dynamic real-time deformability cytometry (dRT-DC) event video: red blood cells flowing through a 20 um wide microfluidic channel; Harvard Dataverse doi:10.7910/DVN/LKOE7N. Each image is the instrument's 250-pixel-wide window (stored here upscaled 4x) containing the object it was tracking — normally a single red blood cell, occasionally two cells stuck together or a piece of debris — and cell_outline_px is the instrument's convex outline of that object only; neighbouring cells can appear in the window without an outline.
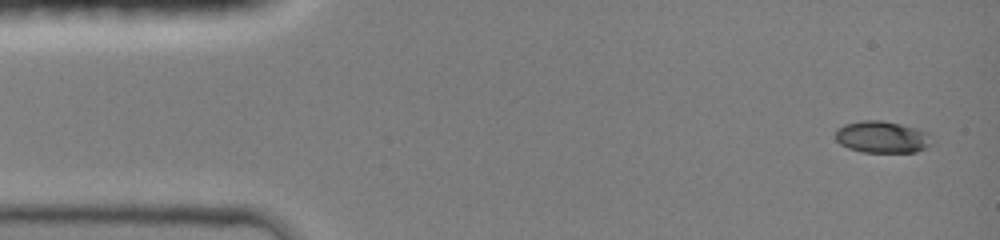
{"species": "common noctule bat (a hibernating species)", "species_latin": "Nyctalus noctula", "temperature_condition": "room temperature", "stored_images_in_passage": 7, "camera_frame_rate_fps": 3000, "um_per_image_px": 0.085, "animal": {"sex": "female", "body_mass_g": 19.0, "forearm_length_mm": 51.5}, "frame": {"image": 1, "passage_image": 1, "time_ms": 0.0, "image_size_px": [1000, 240], "cell_outline_px": [[932, 144], [916, 152], [864, 152], [848, 148], [840, 144], [836, 140], [836, 128], [844, 124], [860, 120], [880, 120], [900, 124], [928, 132], [932, 136]], "centroid_in_image_um": [74.97, 11.64], "position_along_channel_um": 10.0, "area_um2": 17.98}}
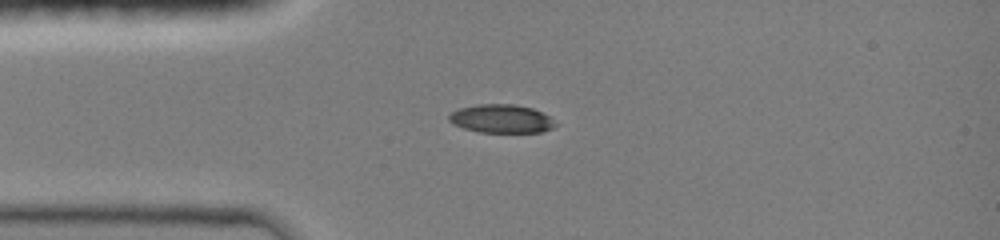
{"frame": {"image": 2, "passage_image": 6, "time_ms": 3.0, "image_size_px": [1000, 240], "cell_outline_px": [[556, 124], [552, 128], [540, 132], [480, 132], [464, 128], [448, 120], [448, 116], [452, 112], [460, 108], [476, 104], [516, 104], [532, 108], [548, 116]], "centroid_in_image_um": [42.6, 10.08], "position_along_channel_um": 42.4, "area_um2": 17.4}}